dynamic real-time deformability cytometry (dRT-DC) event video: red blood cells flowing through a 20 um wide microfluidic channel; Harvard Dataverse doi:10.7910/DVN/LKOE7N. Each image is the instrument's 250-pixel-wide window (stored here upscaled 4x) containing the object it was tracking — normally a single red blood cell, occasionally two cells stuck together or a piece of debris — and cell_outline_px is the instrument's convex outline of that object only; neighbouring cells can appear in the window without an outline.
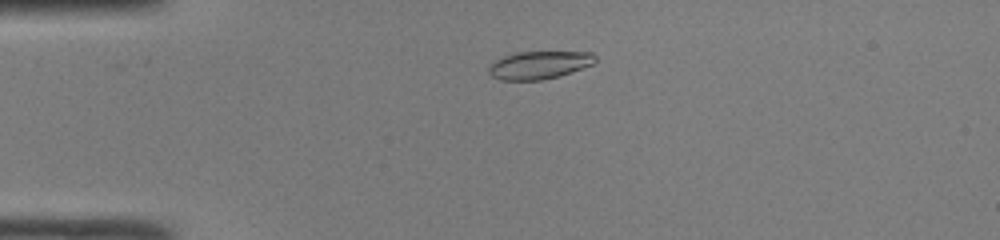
{"species": "common noctule bat (a hibernating species)", "species_latin": "Nyctalus noctula", "temperature_condition": "room temperature", "stored_images_in_passage": 44, "camera_frame_rate_fps": 3000, "um_per_image_px": 0.085, "animal": {"sex": "male", "body_mass_g": 19.0, "forearm_length_mm": 50.8}, "frame": {"image": 1, "passage_image": 7, "time_ms": 2.0, "image_size_px": [1000, 240], "cell_outline_px": [[596, 60], [592, 64], [560, 76], [540, 80], [500, 80], [492, 76], [488, 72], [488, 68], [496, 60], [504, 56], [516, 52], [592, 52], [596, 56]], "centroid_in_image_um": [45.83, 5.53], "position_along_channel_um": 39.2, "area_um2": 17.17}}
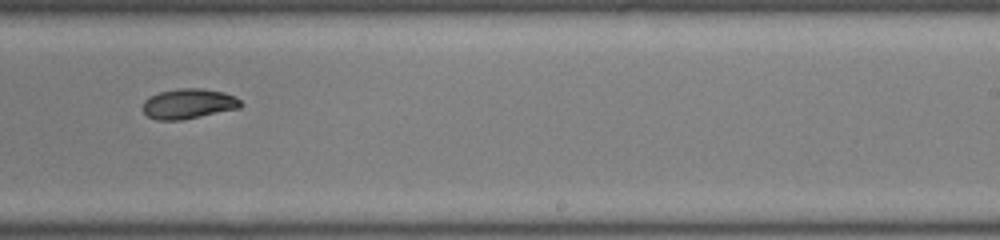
{"frame": {"image": 2, "passage_image": 26, "time_ms": 8.333, "image_size_px": [1000, 240], "cell_outline_px": [[240, 108], [180, 120], [156, 120], [148, 116], [140, 108], [144, 100], [148, 96], [156, 92], [180, 88], [200, 88], [224, 92], [236, 96], [240, 100]], "centroid_in_image_um": [15.96, 8.81], "position_along_channel_um": 273.0, "area_um2": 17.34}}
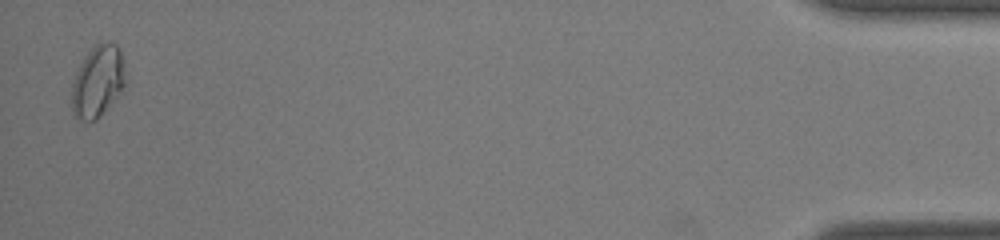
{"frame": {"image": 3, "passage_image": 43, "time_ms": 14.0, "image_size_px": [1000, 240], "cell_outline_px": [[128, 80], [124, 88], [108, 108], [96, 120], [80, 120], [72, 116], [72, 84], [76, 72], [84, 56], [96, 44], [116, 44], [120, 48], [124, 60]], "centroid_in_image_um": [8.34, 6.93], "position_along_channel_um": 426.9, "area_um2": 22.77}, "authors_computed_cell_mechanics": {"area_um2": 17.34, "velocity_mm_per_s": 4.226, "shape_relaxation_time_tau1_ms": 4.0348, "shape_relaxation_time_tau2_ms": null, "deformation_change_tau1": 0.1331, "deformation_change_tau2": null}}